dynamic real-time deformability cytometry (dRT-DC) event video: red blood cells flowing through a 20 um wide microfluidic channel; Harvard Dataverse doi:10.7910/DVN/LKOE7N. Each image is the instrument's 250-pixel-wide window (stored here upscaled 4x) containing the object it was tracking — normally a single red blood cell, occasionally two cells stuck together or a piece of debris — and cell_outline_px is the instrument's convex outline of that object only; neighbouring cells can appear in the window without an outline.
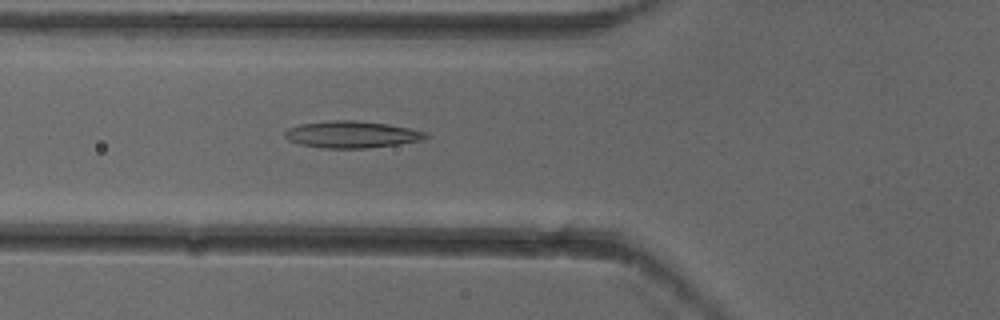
{"species": "common noctule bat (a hibernating species)", "species_latin": "Nyctalus noctula", "temperature_condition": "cold", "stored_images_in_passage": 6, "camera_frame_rate_fps": 3000, "um_per_image_px": 0.085, "animal": {"sex": "female"}, "frame": {"image": 1, "passage_image": 6, "time_ms": 1.667, "image_size_px": [1000, 320], "cell_outline_px": [[428, 136], [424, 140], [400, 144], [368, 148], [320, 148], [300, 144], [288, 140], [284, 136], [284, 132], [288, 128], [300, 124], [332, 120], [352, 120], [388, 124], [408, 128], [424, 132]], "centroid_in_image_um": [29.87, 11.43], "position_along_channel_um": 95.9, "area_um2": 22.02}}